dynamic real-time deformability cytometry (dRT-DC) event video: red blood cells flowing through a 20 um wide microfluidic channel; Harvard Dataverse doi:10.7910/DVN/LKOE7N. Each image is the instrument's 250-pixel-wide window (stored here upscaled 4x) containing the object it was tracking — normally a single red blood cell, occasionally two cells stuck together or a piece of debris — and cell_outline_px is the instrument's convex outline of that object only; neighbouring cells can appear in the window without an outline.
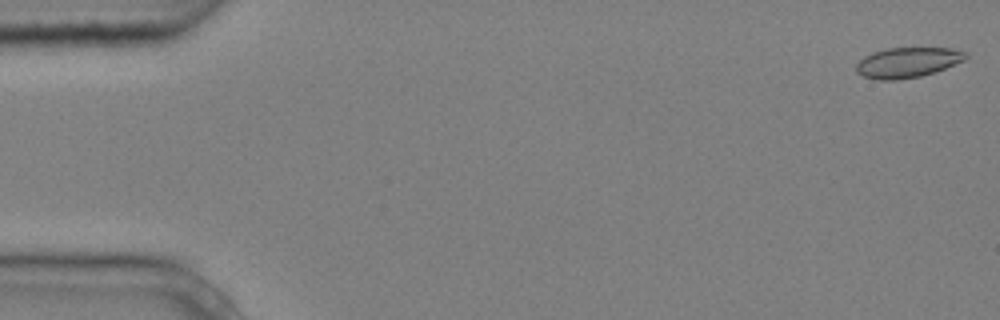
{"species": "common noctule bat (a hibernating species)", "species_latin": "Nyctalus noctula", "temperature_condition": "cold", "stored_images_in_passage": 5, "camera_frame_rate_fps": 3000, "um_per_image_px": 0.085, "animal": {"sex": "male", "body_mass_g": 20.4}, "frame": {"image": 1, "passage_image": 1, "time_ms": 0.0, "image_size_px": [1000, 320], "cell_outline_px": [[968, 56], [964, 60], [944, 68], [920, 76], [896, 80], [876, 80], [864, 76], [856, 72], [856, 64], [864, 56], [872, 52], [888, 48], [952, 48], [968, 52]], "centroid_in_image_um": [77.12, 5.3], "position_along_channel_um": 7.9, "area_um2": 19.19}}
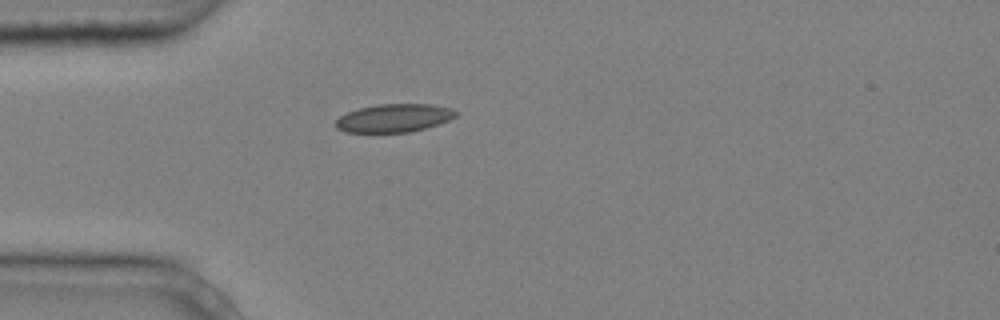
{"frame": {"image": 2, "passage_image": 5, "time_ms": 1.333, "image_size_px": [1000, 320], "cell_outline_px": [[460, 112], [456, 116], [448, 120], [424, 128], [408, 132], [344, 132], [336, 128], [336, 120], [340, 116], [348, 112], [360, 108], [380, 104], [432, 104], [452, 108]], "centroid_in_image_um": [33.51, 10.02], "position_along_channel_um": 51.5, "area_um2": 19.59}}